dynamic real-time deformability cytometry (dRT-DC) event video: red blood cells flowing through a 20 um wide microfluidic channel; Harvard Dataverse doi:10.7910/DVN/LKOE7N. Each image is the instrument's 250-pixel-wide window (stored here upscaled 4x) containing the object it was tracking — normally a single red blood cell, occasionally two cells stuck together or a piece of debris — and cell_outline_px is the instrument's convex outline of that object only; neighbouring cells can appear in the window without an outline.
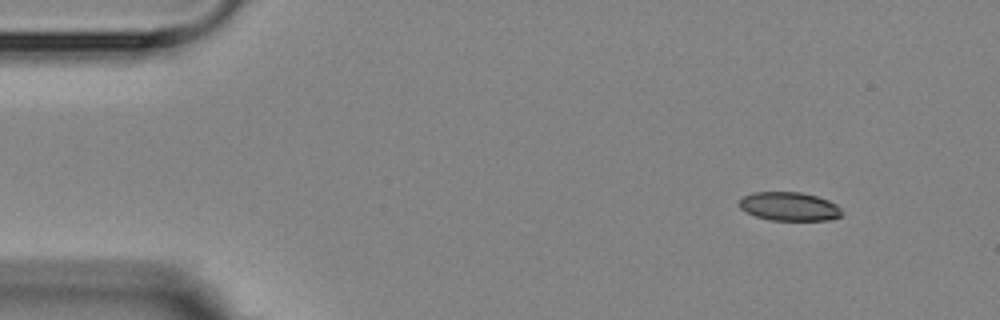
{"species": "Egyptian fruit bat (a non-hibernating species)", "species_latin": "Rousettus aegyptiacus", "temperature_condition": "room temperature", "stored_images_in_passage": 5, "camera_frame_rate_fps": 3000, "um_per_image_px": 0.085, "animal": {"sex": "female"}, "frame": {"image": 1, "passage_image": 1, "time_ms": 0.0, "image_size_px": [1000, 320], "cell_outline_px": [[840, 216], [832, 220], [772, 220], [756, 216], [744, 212], [740, 208], [740, 200], [744, 196], [752, 192], [800, 192], [816, 196], [828, 200], [836, 204], [840, 208]], "centroid_in_image_um": [67.07, 17.55], "position_along_channel_um": 17.9, "area_um2": 17.05}}
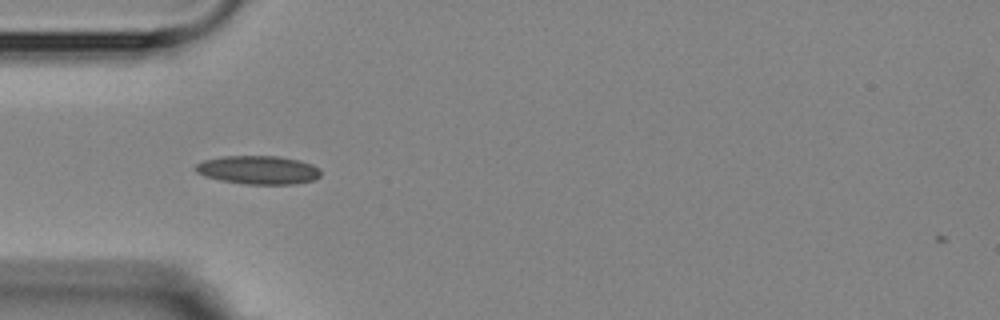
{"frame": {"image": 2, "passage_image": 4, "time_ms": 3.667, "image_size_px": [1000, 320], "cell_outline_px": [[320, 176], [312, 180], [292, 184], [248, 184], [220, 180], [204, 176], [196, 172], [196, 164], [204, 160], [224, 156], [280, 156], [300, 160], [312, 164], [320, 168]], "centroid_in_image_um": [21.97, 14.44], "position_along_channel_um": 63.0, "area_um2": 20.75}}
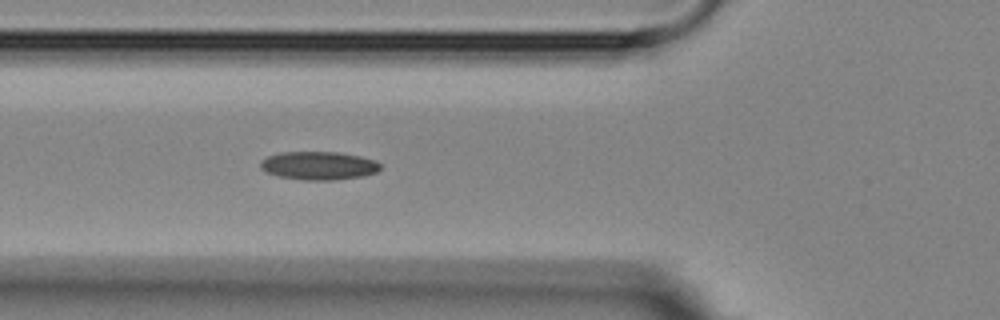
{"frame": {"image": 3, "passage_image": 5, "time_ms": 4.667, "image_size_px": [1000, 320], "cell_outline_px": [[380, 168], [376, 172], [364, 176], [332, 180], [304, 180], [276, 176], [260, 168], [260, 160], [268, 156], [280, 152], [336, 152], [360, 156], [376, 160], [380, 164]], "centroid_in_image_um": [27.08, 14.08], "position_along_channel_um": 98.7, "area_um2": 19.83}}